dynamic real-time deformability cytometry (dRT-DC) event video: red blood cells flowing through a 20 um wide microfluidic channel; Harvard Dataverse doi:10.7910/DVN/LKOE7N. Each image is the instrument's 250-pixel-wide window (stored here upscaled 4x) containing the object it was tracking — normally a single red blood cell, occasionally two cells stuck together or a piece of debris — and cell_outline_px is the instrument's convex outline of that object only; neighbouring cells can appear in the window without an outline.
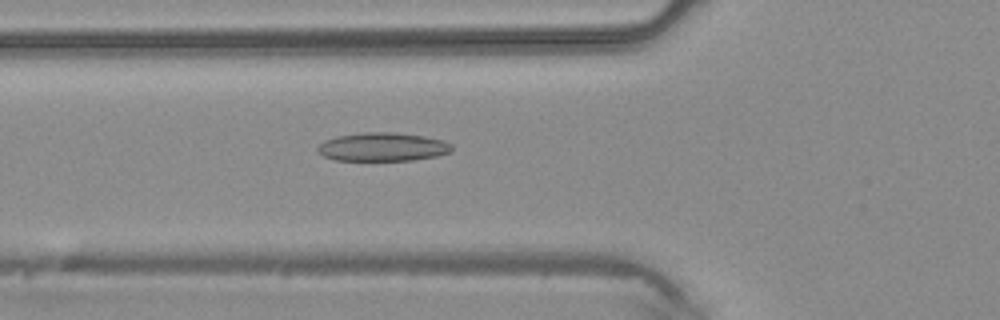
{"species": "common noctule bat (a hibernating species)", "species_latin": "Nyctalus noctula", "temperature_condition": "warm", "stored_images_in_passage": 39, "camera_frame_rate_fps": 3000, "um_per_image_px": 0.085, "animal": {"sex": "male", "body_mass_g": 20.4}, "frame": {"image": 1, "passage_image": 12, "time_ms": 3.667, "image_size_px": [1000, 320], "cell_outline_px": [[452, 148], [448, 152], [436, 156], [412, 160], [336, 160], [324, 156], [316, 148], [324, 140], [336, 136], [364, 132], [396, 132], [424, 136], [444, 140], [452, 144]], "centroid_in_image_um": [32.52, 12.47], "position_along_channel_um": 93.3, "area_um2": 22.25}}
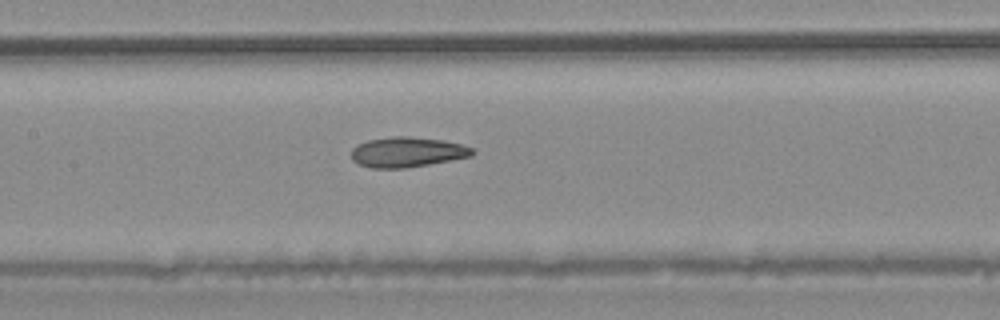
{"frame": {"image": 2, "passage_image": 17, "time_ms": 5.333, "image_size_px": [1000, 320], "cell_outline_px": [[476, 152], [472, 156], [428, 164], [404, 168], [372, 168], [360, 164], [352, 160], [352, 148], [356, 144], [368, 140], [396, 136], [408, 136], [444, 140], [460, 144], [472, 148]], "centroid_in_image_um": [34.61, 12.92], "position_along_channel_um": 172.8, "area_um2": 21.15}}
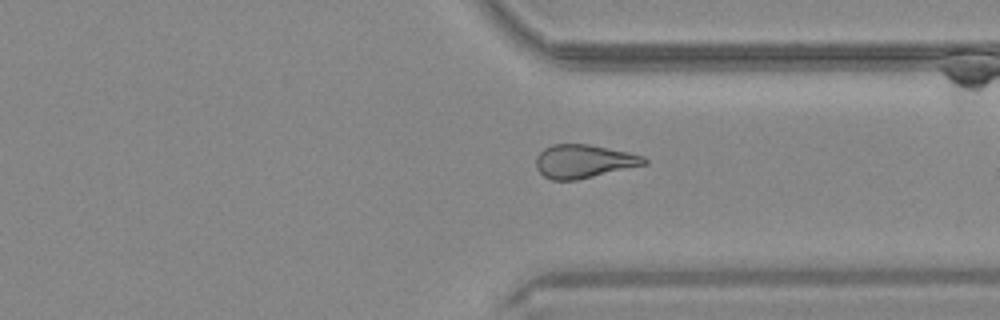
{"frame": {"image": 3, "passage_image": 29, "time_ms": 9.333, "image_size_px": [1000, 320], "cell_outline_px": [[648, 164], [576, 180], [552, 180], [544, 176], [536, 168], [536, 156], [544, 148], [552, 144], [588, 144], [628, 152], [644, 156], [648, 160]], "centroid_in_image_um": [49.62, 13.71], "position_along_channel_um": 361.8, "area_um2": 21.1}}